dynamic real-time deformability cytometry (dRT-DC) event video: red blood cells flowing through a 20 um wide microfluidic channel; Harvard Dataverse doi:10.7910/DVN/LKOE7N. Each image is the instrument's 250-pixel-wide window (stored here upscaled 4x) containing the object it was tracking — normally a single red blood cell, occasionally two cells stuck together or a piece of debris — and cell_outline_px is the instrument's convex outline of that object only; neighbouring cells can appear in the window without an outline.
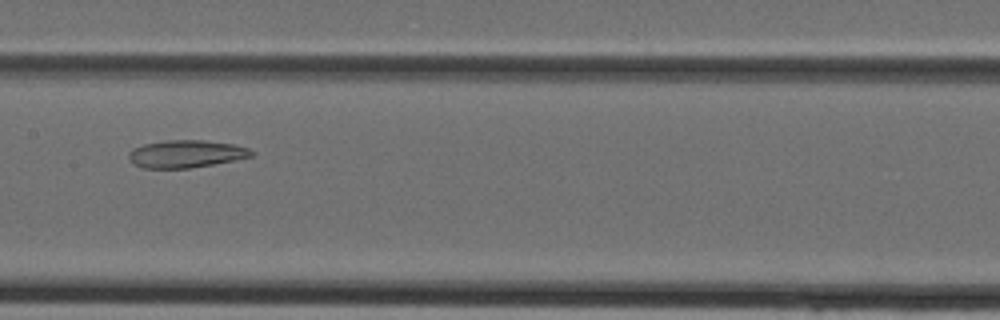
{"species": "Egyptian fruit bat (a non-hibernating species)", "species_latin": "Rousettus aegyptiacus", "temperature_condition": "cold", "stored_images_in_passage": 25, "camera_frame_rate_fps": 3000, "um_per_image_px": 0.085, "animal": {"sex": "female"}, "frame": {"image": 1, "passage_image": 9, "time_ms": 2.667, "image_size_px": [1000, 320], "cell_outline_px": [[256, 152], [252, 156], [212, 164], [188, 168], [144, 168], [132, 164], [128, 156], [128, 152], [132, 148], [144, 144], [168, 140], [204, 140], [232, 144], [248, 148]], "centroid_in_image_um": [15.77, 13.07], "position_along_channel_um": 191.6, "area_um2": 19.59}}
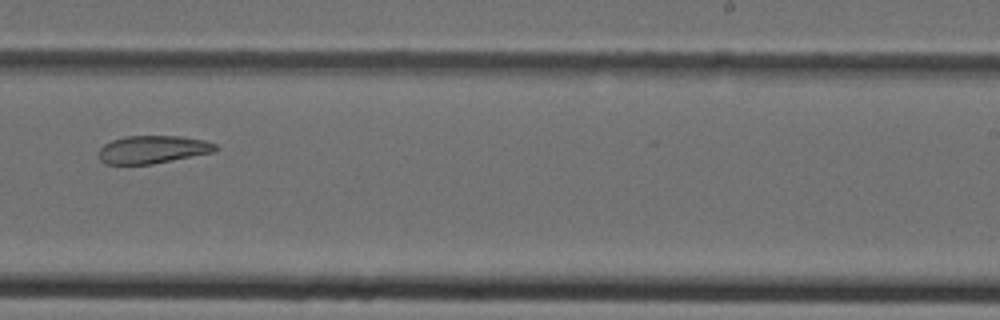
{"frame": {"image": 2, "passage_image": 14, "time_ms": 4.333, "image_size_px": [1000, 320], "cell_outline_px": [[220, 148], [216, 152], [152, 164], [104, 164], [100, 160], [100, 148], [104, 144], [112, 140], [124, 136], [180, 136], [204, 140], [216, 144]], "centroid_in_image_um": [13.02, 12.71], "position_along_channel_um": 276.0, "area_um2": 19.07}}
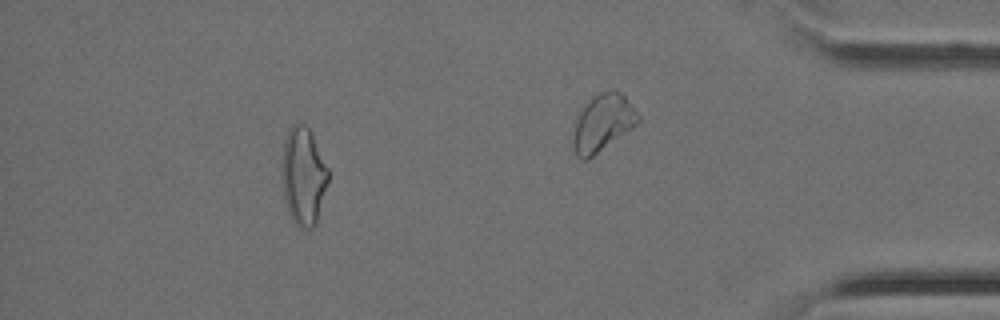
{"frame": {"image": 3, "passage_image": 21, "time_ms": 6.667, "image_size_px": [1000, 320], "cell_outline_px": [[328, 180], [316, 224], [312, 228], [304, 232], [292, 220], [288, 212], [284, 196], [280, 176], [280, 172], [284, 140], [288, 128], [292, 124], [304, 124], [308, 128], [328, 168]], "centroid_in_image_um": [25.75, 15.0], "position_along_channel_um": 409.5, "area_um2": 26.65}}